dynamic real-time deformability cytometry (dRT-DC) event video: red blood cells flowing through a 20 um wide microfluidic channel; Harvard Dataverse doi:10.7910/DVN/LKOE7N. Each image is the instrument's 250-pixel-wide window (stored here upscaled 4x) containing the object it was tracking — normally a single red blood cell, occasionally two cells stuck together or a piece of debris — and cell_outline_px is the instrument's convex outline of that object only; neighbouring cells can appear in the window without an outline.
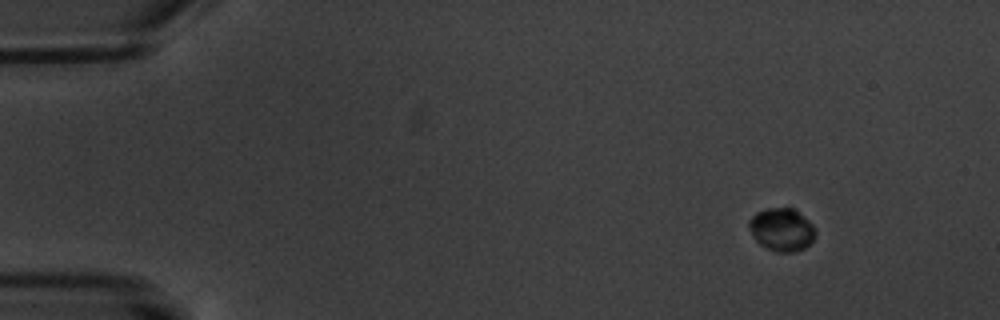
{"species": "common noctule bat (a hibernating species)", "species_latin": "Nyctalus noctula", "temperature_condition": "warm", "stored_images_in_passage": 3, "camera_frame_rate_fps": 3000, "um_per_image_px": 0.085, "animal": {"sex": "male", "body_mass_g": 20.1, "forearm_length_mm": 53.5}, "frame": {"image": 1, "passage_image": 1, "time_ms": 0.0, "image_size_px": [1000, 320], "cell_outline_px": [[816, 232], [812, 240], [804, 248], [792, 252], [776, 252], [760, 244], [752, 236], [748, 228], [748, 220], [756, 212], [768, 208], [792, 208], [808, 220], [816, 228]], "centroid_in_image_um": [66.42, 19.51], "position_along_channel_um": 18.6, "area_um2": 16.53}}